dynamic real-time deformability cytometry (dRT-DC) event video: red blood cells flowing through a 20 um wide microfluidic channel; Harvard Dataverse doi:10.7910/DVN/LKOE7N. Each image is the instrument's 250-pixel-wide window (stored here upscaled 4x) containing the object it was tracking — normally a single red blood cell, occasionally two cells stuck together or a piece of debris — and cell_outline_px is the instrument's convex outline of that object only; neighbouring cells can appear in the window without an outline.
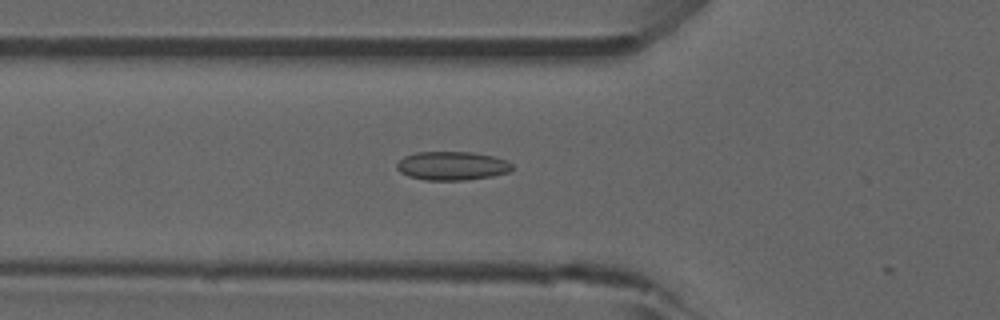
{"species": "common noctule bat (a hibernating species)", "species_latin": "Nyctalus noctula", "temperature_condition": "room temperature", "stored_images_in_passage": 27, "camera_frame_rate_fps": 3000, "um_per_image_px": 0.085, "animal": {"sex": "male", "forearm_length_mm": 52.5}, "frame": {"image": 1, "passage_image": 19, "time_ms": 6.0, "image_size_px": [1000, 320], "cell_outline_px": [[512, 168], [508, 172], [492, 176], [464, 180], [424, 180], [408, 176], [400, 172], [396, 168], [396, 164], [404, 156], [416, 152], [472, 152], [492, 156], [508, 160], [512, 164]], "centroid_in_image_um": [38.41, 14.09], "position_along_channel_um": 87.4, "area_um2": 19.31}}
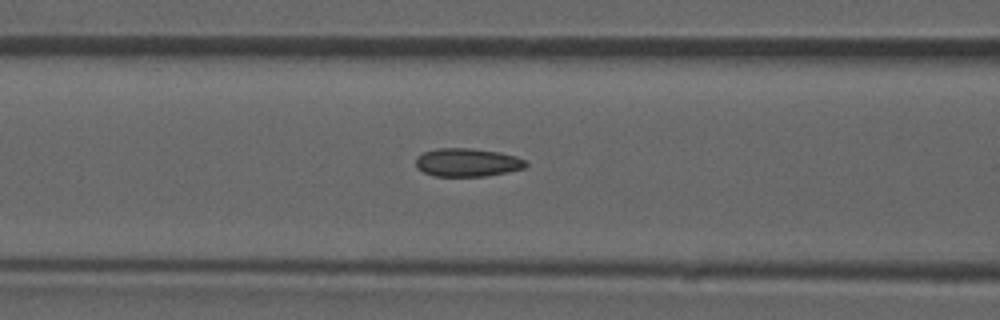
{"frame": {"image": 2, "passage_image": 22, "time_ms": 7.0, "image_size_px": [1000, 320], "cell_outline_px": [[528, 164], [524, 168], [508, 172], [484, 176], [436, 176], [424, 172], [416, 168], [416, 156], [424, 152], [436, 148], [472, 148], [500, 152], [516, 156], [524, 160]], "centroid_in_image_um": [39.71, 13.8], "position_along_channel_um": 126.9, "area_um2": 18.21}}